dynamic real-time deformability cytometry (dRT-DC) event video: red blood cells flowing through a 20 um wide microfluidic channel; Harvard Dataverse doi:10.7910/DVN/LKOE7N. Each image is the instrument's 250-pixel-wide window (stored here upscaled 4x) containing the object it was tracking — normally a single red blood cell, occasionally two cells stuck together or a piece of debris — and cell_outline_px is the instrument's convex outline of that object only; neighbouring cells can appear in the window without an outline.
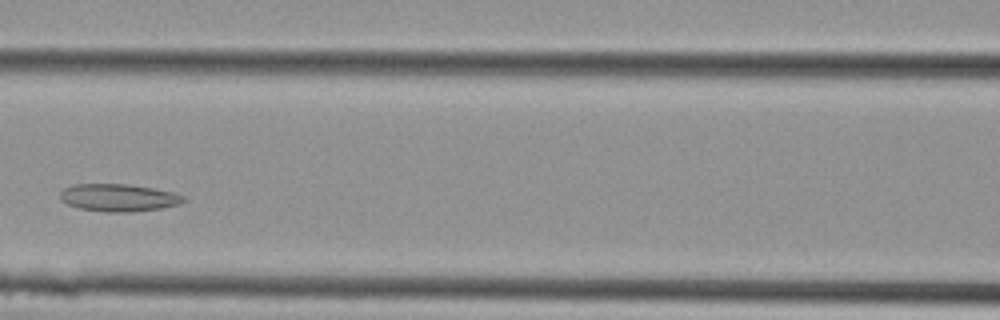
{"species": "Egyptian fruit bat (a non-hibernating species)", "species_latin": "Rousettus aegyptiacus", "temperature_condition": "cold", "stored_images_in_passage": 8, "camera_frame_rate_fps": 3000, "um_per_image_px": 0.085, "animal": {"sex": "female"}, "frame": {"image": 1, "passage_image": 7, "time_ms": 2.0, "image_size_px": [1000, 320], "cell_outline_px": [[188, 200], [180, 204], [160, 208], [132, 212], [108, 212], [80, 208], [68, 204], [60, 200], [60, 192], [64, 188], [72, 184], [128, 184], [176, 192], [184, 196]], "centroid_in_image_um": [10.11, 16.79], "position_along_channel_um": 156.5, "area_um2": 19.88}}